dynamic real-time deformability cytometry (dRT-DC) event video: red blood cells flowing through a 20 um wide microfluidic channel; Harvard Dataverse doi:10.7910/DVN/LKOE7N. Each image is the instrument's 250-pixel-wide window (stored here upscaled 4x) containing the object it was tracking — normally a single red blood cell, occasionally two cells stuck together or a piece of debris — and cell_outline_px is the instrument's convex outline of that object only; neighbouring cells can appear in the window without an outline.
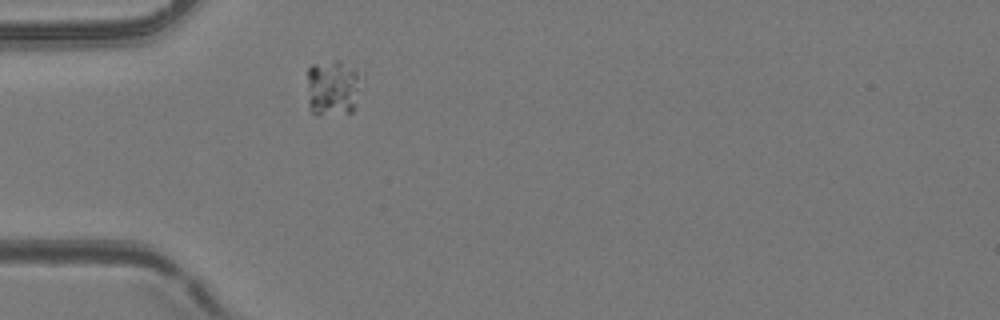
{"species": "common noctule bat (a hibernating species)", "species_latin": "Nyctalus noctula", "temperature_condition": "room temperature", "stored_images_in_passage": 1, "camera_frame_rate_fps": 3000, "um_per_image_px": 0.085, "animal": {"sex": "female", "body_mass_g": 24.6, "forearm_length_mm": 56.2}, "frame": {"image": 1, "passage_image": 1, "time_ms": 0.0, "image_size_px": [1000, 320], "cell_outline_px": [[364, 80], [356, 108], [352, 112], [316, 116], [308, 108], [308, 68], [312, 64], [336, 60], [340, 60], [364, 72]], "centroid_in_image_um": [28.37, 7.46], "position_along_channel_um": 56.6, "area_um2": 18.9}}